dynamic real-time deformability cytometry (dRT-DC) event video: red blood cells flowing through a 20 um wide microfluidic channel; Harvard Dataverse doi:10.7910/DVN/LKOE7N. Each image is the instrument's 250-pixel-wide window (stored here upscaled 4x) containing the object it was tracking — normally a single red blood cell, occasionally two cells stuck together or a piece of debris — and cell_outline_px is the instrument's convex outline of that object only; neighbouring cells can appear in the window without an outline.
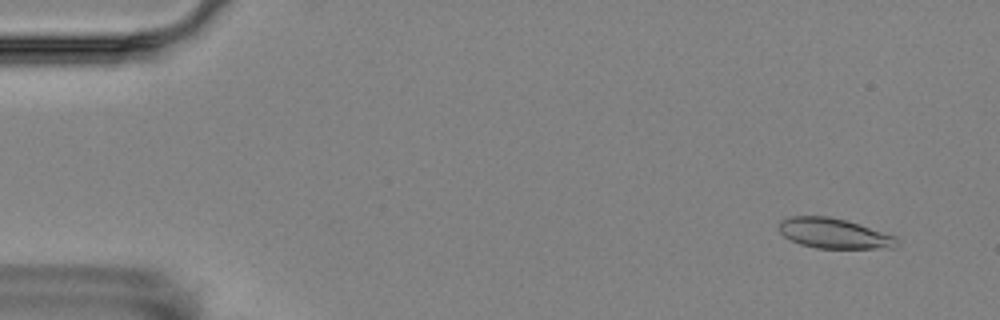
{"species": "Egyptian fruit bat (a non-hibernating species)", "species_latin": "Rousettus aegyptiacus", "temperature_condition": "room temperature", "stored_images_in_passage": 15, "camera_frame_rate_fps": 3000, "um_per_image_px": 0.085, "animal": {"sex": "female"}, "frame": {"image": 1, "passage_image": 1, "time_ms": 0.0, "image_size_px": [1000, 320], "cell_outline_px": [[900, 244], [896, 248], [816, 248], [800, 244], [784, 236], [780, 232], [780, 220], [788, 216], [828, 216], [844, 220], [896, 236], [900, 240]], "centroid_in_image_um": [70.92, 19.85], "position_along_channel_um": 14.1, "area_um2": 20.63}}
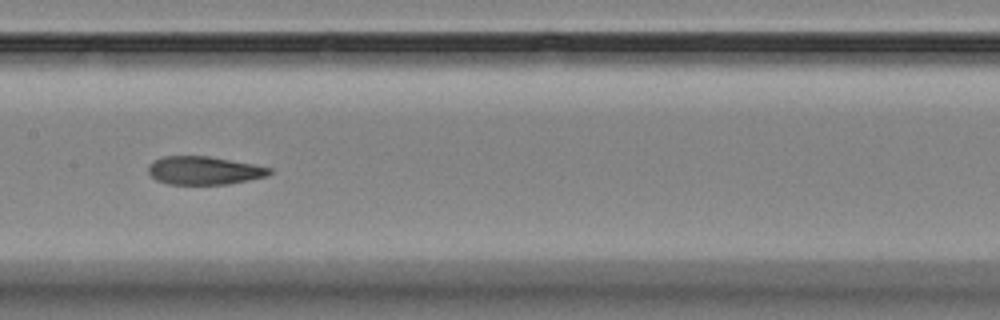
{"frame": {"image": 2, "passage_image": 8, "time_ms": 8.0, "image_size_px": [1000, 320], "cell_outline_px": [[272, 172], [268, 176], [228, 184], [168, 184], [156, 180], [148, 172], [148, 164], [164, 156], [208, 156], [256, 164], [272, 168]], "centroid_in_image_um": [17.38, 14.49], "position_along_channel_um": 190.0, "area_um2": 20.0}}
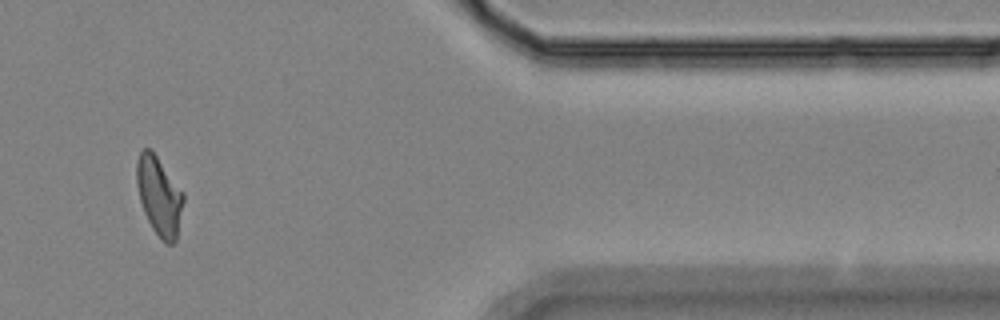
{"frame": {"image": 3, "passage_image": 13, "time_ms": 14.667, "image_size_px": [1000, 320], "cell_outline_px": [[184, 200], [176, 240], [172, 244], [164, 244], [160, 240], [152, 228], [144, 212], [140, 200], [136, 184], [136, 160], [140, 152], [144, 148], [152, 148], [184, 192]], "centroid_in_image_um": [13.53, 16.63], "position_along_channel_um": 397.9, "area_um2": 21.85}, "authors_computed_cell_mechanics": {"area_um2": 21.2126, "velocity_mm_per_s": 3.5925, "shape_relaxation_time_tau1_ms": null, "shape_relaxation_time_tau2_ms": 2.1752, "deformation_change_tau1": null, "deformation_change_tau2": 0.084}}